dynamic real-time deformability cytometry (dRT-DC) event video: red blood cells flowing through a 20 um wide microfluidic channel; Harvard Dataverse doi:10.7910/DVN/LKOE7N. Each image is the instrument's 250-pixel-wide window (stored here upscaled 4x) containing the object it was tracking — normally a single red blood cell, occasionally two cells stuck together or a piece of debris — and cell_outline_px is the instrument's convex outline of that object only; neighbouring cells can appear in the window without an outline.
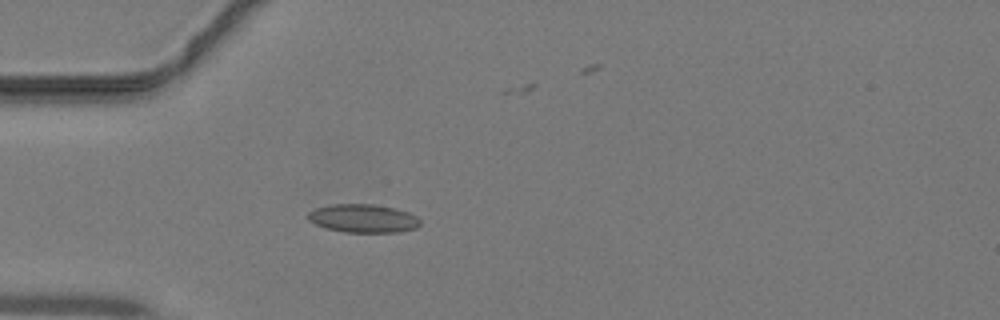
{"species": "common noctule bat (a hibernating species)", "species_latin": "Nyctalus noctula", "temperature_condition": "warm", "stored_images_in_passage": 35, "camera_frame_rate_fps": 3000, "um_per_image_px": 0.085, "animal": {"sex": "male", "body_mass_g": 19.2, "forearm_length_mm": 51.8}, "frame": {"image": 1, "passage_image": 6, "time_ms": 1.667, "image_size_px": [1000, 320], "cell_outline_px": [[420, 224], [416, 228], [400, 232], [344, 232], [328, 228], [316, 224], [308, 220], [308, 212], [316, 208], [332, 204], [372, 204], [396, 208], [408, 212], [416, 216], [420, 220]], "centroid_in_image_um": [30.89, 18.56], "position_along_channel_um": 54.1, "area_um2": 18.5}}
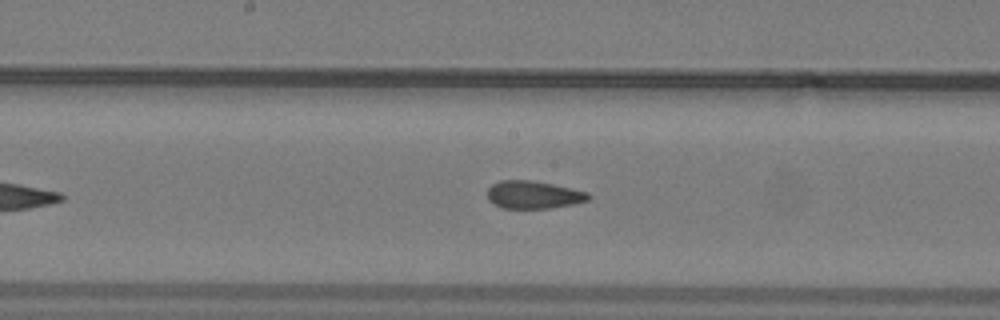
{"frame": {"image": 2, "passage_image": 16, "time_ms": 5.0, "image_size_px": [1000, 320], "cell_outline_px": [[588, 200], [572, 204], [552, 208], [504, 208], [488, 200], [488, 188], [492, 184], [500, 180], [532, 180], [552, 184], [588, 192]], "centroid_in_image_um": [45.32, 16.55], "position_along_channel_um": 202.9, "area_um2": 16.13}}
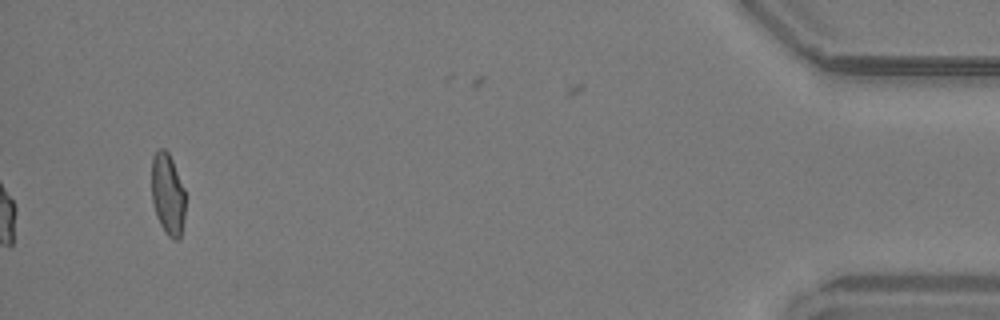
{"frame": {"image": 3, "passage_image": 35, "time_ms": 11.333, "image_size_px": [1000, 320], "cell_outline_px": [[184, 216], [180, 240], [172, 240], [168, 236], [160, 224], [156, 216], [152, 200], [152, 156], [160, 148], [164, 148], [168, 152], [172, 160], [184, 188]], "centroid_in_image_um": [14.25, 16.52], "position_along_channel_um": 421.0, "area_um2": 16.01}}